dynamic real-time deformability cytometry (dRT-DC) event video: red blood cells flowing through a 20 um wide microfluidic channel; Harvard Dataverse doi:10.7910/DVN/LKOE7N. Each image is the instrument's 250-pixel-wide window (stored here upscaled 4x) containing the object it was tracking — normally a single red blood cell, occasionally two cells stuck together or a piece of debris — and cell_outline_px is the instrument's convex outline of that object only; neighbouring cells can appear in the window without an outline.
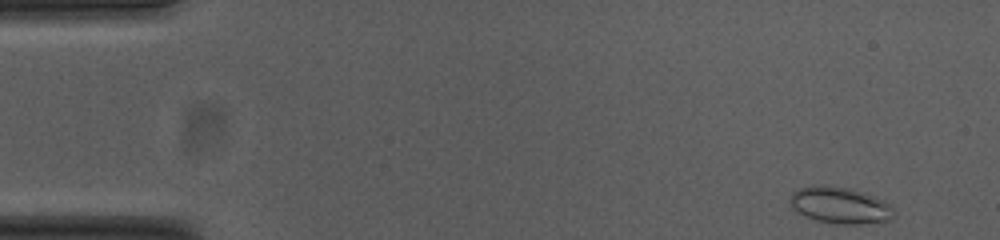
{"species": "common noctule bat (a hibernating species)", "species_latin": "Nyctalus noctula", "temperature_condition": "cold", "stored_images_in_passage": 51, "camera_frame_rate_fps": 3000, "um_per_image_px": 0.085, "animal": {"sex": "female", "body_mass_g": 23.0, "forearm_length_mm": 53.4}, "frame": {"image": 1, "passage_image": 1, "time_ms": 0.0, "image_size_px": [1000, 240], "cell_outline_px": [[896, 216], [892, 220], [856, 224], [836, 224], [816, 220], [804, 216], [788, 200], [792, 192], [800, 188], [812, 184], [824, 184], [848, 188], [876, 196], [884, 200], [892, 208]], "centroid_in_image_um": [71.42, 17.43], "position_along_channel_um": 13.6, "area_um2": 22.25}}
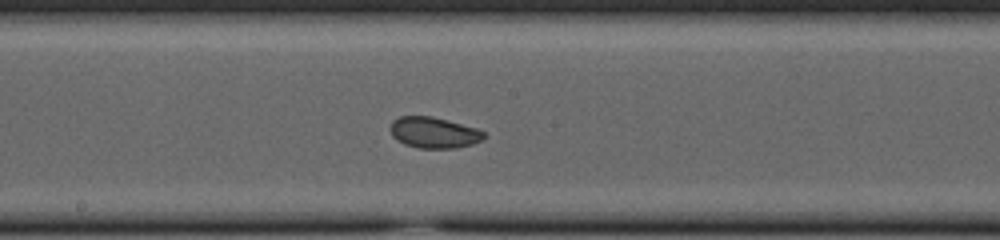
{"frame": {"image": 2, "passage_image": 26, "time_ms": 8.333, "image_size_px": [1000, 240], "cell_outline_px": [[484, 140], [472, 144], [456, 148], [420, 148], [404, 144], [396, 140], [392, 136], [392, 120], [400, 116], [432, 116], [476, 128], [484, 132]], "centroid_in_image_um": [36.88, 11.27], "position_along_channel_um": 211.3, "area_um2": 16.82}}
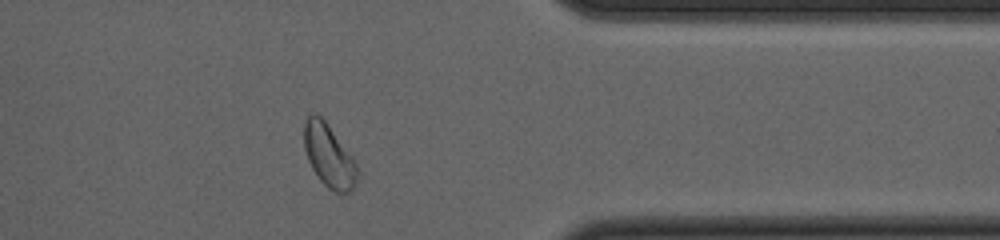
{"frame": {"image": 3, "passage_image": 41, "time_ms": 13.333, "image_size_px": [1000, 240], "cell_outline_px": [[356, 184], [348, 192], [336, 192], [328, 188], [320, 180], [312, 168], [308, 160], [304, 148], [304, 124], [308, 116], [312, 112], [316, 112], [324, 120], [356, 160]], "centroid_in_image_um": [27.94, 13.21], "position_along_channel_um": 383.5, "area_um2": 19.31}, "authors_computed_cell_mechanics": {"area_um2": 18.6694, "velocity_mm_per_s": 3.7306, "shape_relaxation_time_tau1_ms": null, "shape_relaxation_time_tau2_ms": 1.9595, "deformation_change_tau1": null, "deformation_change_tau2": 0.0632}}